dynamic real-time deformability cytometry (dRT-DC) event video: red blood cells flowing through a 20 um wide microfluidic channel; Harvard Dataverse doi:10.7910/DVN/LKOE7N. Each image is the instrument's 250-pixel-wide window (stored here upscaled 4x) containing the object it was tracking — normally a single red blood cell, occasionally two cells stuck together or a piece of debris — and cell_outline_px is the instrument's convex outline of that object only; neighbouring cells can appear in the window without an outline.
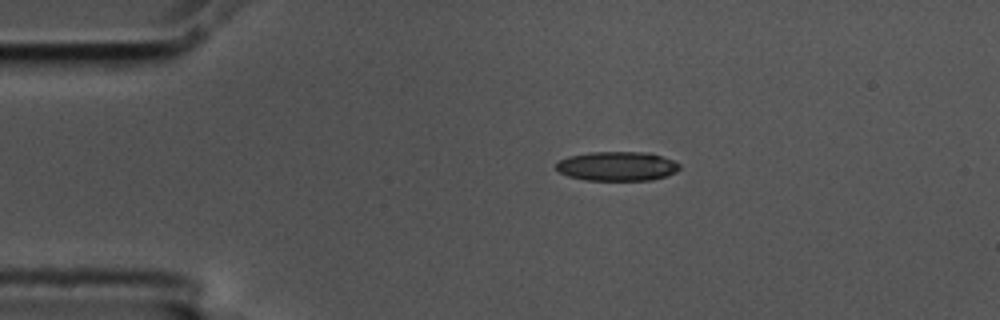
{"species": "common noctule bat (a hibernating species)", "species_latin": "Nyctalus noctula", "temperature_condition": "cold", "stored_images_in_passage": 4, "camera_frame_rate_fps": 3000, "um_per_image_px": 0.085, "animal": {"sex": "male", "body_mass_g": 17.5, "forearm_length_mm": 52.3}, "frame": {"image": 1, "passage_image": 3, "time_ms": 0.667, "image_size_px": [1000, 320], "cell_outline_px": [[680, 168], [676, 172], [652, 180], [584, 180], [568, 176], [560, 172], [556, 168], [556, 164], [560, 160], [568, 156], [588, 152], [648, 152], [672, 160], [680, 164]], "centroid_in_image_um": [52.44, 14.12], "position_along_channel_um": 32.6, "area_um2": 21.04}}